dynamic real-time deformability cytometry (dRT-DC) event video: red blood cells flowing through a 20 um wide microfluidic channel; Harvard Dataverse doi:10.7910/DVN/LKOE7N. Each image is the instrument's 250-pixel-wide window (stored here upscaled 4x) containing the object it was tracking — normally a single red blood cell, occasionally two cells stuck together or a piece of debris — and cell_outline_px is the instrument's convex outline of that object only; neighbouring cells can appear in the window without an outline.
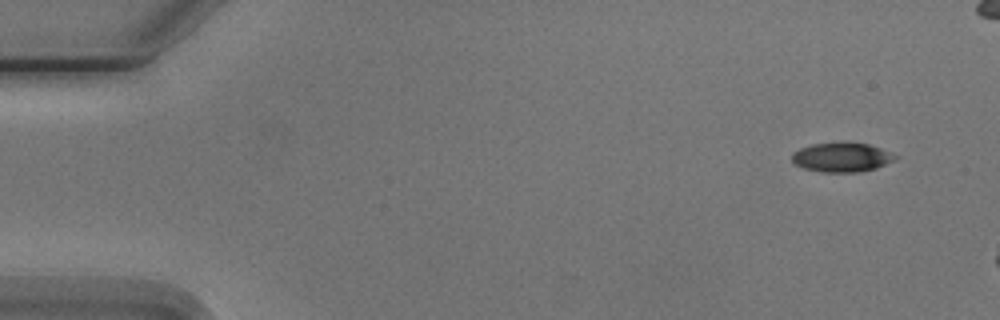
{"species": "Egyptian fruit bat (a non-hibernating species)", "species_latin": "Rousettus aegyptiacus", "temperature_condition": "cold", "stored_images_in_passage": 3, "camera_frame_rate_fps": 3000, "um_per_image_px": 0.085, "animal": {"sex": "male"}, "frame": {"image": 1, "passage_image": 1, "time_ms": 0.0, "image_size_px": [1000, 320], "cell_outline_px": [[900, 156], [876, 168], [860, 172], [820, 172], [804, 168], [796, 164], [792, 160], [792, 152], [800, 148], [812, 144], [844, 140], [868, 144], [892, 152]], "centroid_in_image_um": [71.54, 13.33], "position_along_channel_um": 13.5, "area_um2": 18.03}}